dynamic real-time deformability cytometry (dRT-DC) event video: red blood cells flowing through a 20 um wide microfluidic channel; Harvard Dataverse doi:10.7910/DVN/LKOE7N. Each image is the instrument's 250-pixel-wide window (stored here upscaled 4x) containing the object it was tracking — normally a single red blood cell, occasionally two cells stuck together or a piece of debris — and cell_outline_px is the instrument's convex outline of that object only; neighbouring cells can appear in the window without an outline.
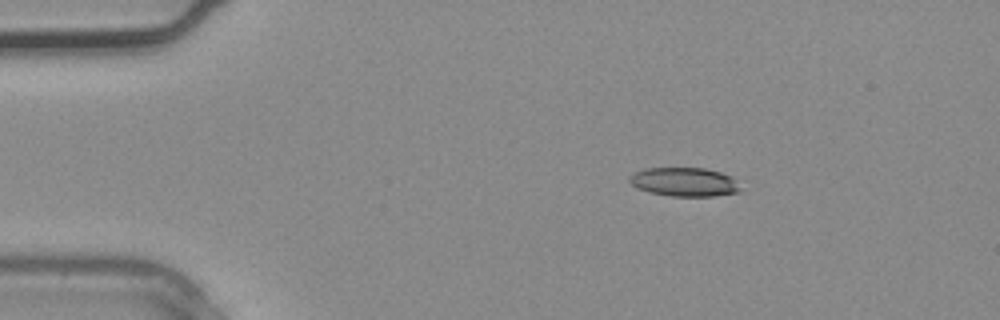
{"species": "common noctule bat (a hibernating species)", "species_latin": "Nyctalus noctula", "temperature_condition": "warm", "stored_images_in_passage": 2, "camera_frame_rate_fps": 3000, "um_per_image_px": 0.085, "animal": {"sex": "male", "body_mass_g": 20.4}, "frame": {"image": 1, "passage_image": 1, "time_ms": 0.0, "image_size_px": [1000, 320], "cell_outline_px": [[740, 192], [716, 196], [672, 196], [648, 192], [636, 188], [628, 180], [628, 176], [644, 168], [704, 168], [720, 172], [732, 176], [736, 180], [740, 188]], "centroid_in_image_um": [58.17, 15.47], "position_along_channel_um": 26.8, "area_um2": 18.79}}